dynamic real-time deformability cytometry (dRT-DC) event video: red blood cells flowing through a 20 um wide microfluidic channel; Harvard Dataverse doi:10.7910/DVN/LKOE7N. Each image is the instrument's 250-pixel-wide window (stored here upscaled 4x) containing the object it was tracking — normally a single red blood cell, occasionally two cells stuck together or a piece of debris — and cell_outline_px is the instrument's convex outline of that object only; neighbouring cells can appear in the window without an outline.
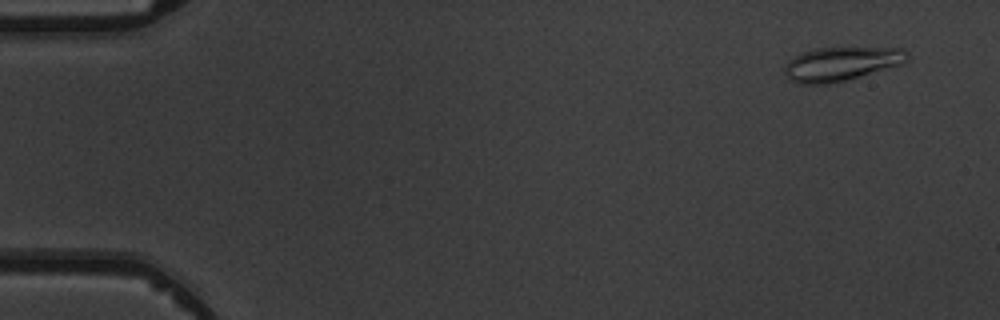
{"species": "common noctule bat (a hibernating species)", "species_latin": "Nyctalus noctula", "temperature_condition": "warm", "stored_images_in_passage": 5, "camera_frame_rate_fps": 3000, "um_per_image_px": 0.085, "animal": {"sex": "male", "body_mass_g": 19.5, "forearm_length_mm": 54.6}, "frame": {"image": 1, "passage_image": 1, "time_ms": 0.0, "image_size_px": [1000, 320], "cell_outline_px": [[908, 60], [904, 64], [844, 80], [828, 84], [800, 84], [784, 76], [784, 64], [788, 60], [804, 52], [816, 48], [904, 48], [908, 52]], "centroid_in_image_um": [71.5, 5.43], "position_along_channel_um": 13.5, "area_um2": 24.16}}